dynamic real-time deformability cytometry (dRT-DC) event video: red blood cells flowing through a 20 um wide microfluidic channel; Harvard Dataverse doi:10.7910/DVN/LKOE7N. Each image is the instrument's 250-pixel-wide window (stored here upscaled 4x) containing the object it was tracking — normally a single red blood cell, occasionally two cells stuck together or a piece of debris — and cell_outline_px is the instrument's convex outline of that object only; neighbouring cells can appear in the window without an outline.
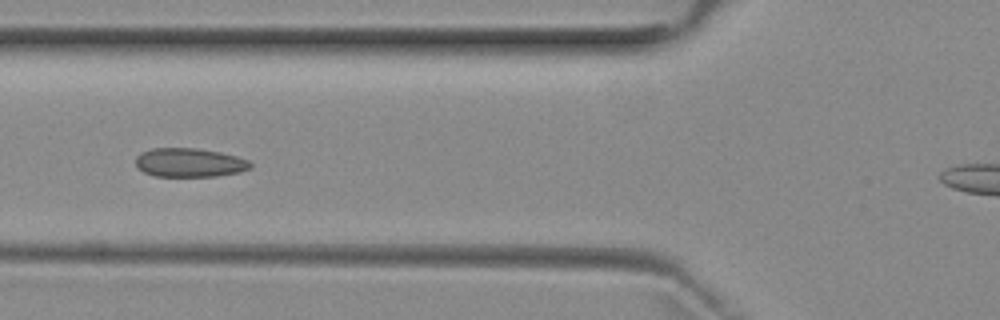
{"species": "common noctule bat (a hibernating species)", "species_latin": "Nyctalus noctula", "temperature_condition": "room temperature", "stored_images_in_passage": 7, "camera_frame_rate_fps": 3000, "um_per_image_px": 0.085, "animal": {"sex": "female", "body_mass_g": 29.2, "forearm_length_mm": 56.3}, "frame": {"image": 1, "passage_image": 5, "time_ms": 6.333, "image_size_px": [1000, 320], "cell_outline_px": [[252, 168], [240, 172], [216, 176], [156, 176], [144, 172], [136, 168], [136, 156], [140, 152], [152, 148], [196, 148], [220, 152], [236, 156], [248, 160], [252, 164]], "centroid_in_image_um": [16.09, 13.82], "position_along_channel_um": 109.7, "area_um2": 19.42}}
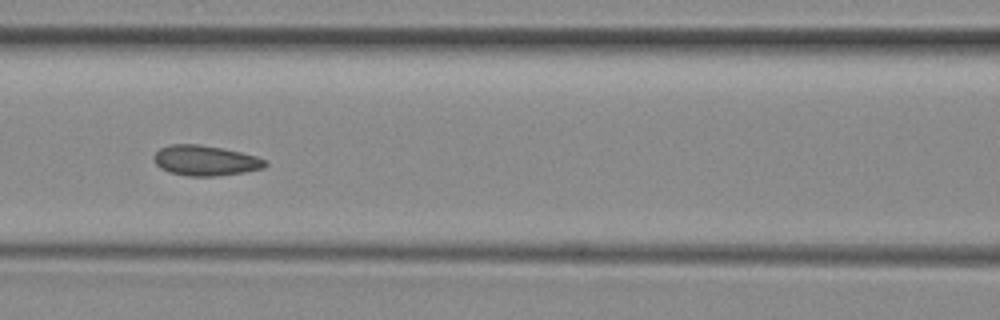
{"frame": {"image": 2, "passage_image": 6, "time_ms": 7.333, "image_size_px": [1000, 320], "cell_outline_px": [[268, 164], [264, 168], [244, 172], [216, 176], [188, 176], [168, 172], [160, 168], [156, 164], [152, 156], [160, 148], [172, 144], [200, 144], [224, 148], [256, 156], [268, 160]], "centroid_in_image_um": [17.46, 13.64], "position_along_channel_um": 149.1, "area_um2": 19.83}}
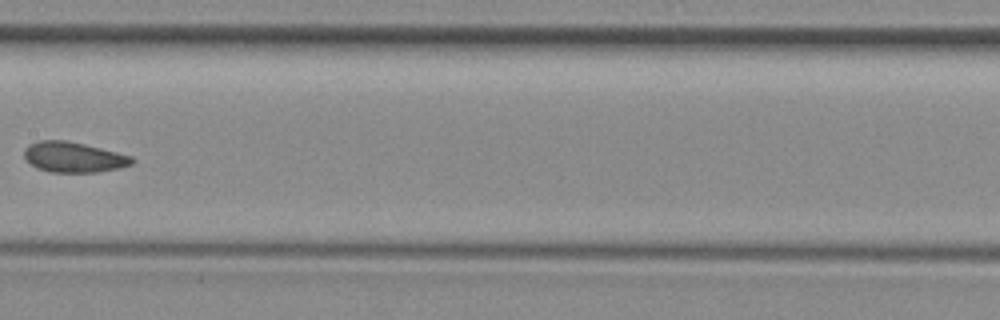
{"frame": {"image": 3, "passage_image": 7, "time_ms": 8.667, "image_size_px": [1000, 320], "cell_outline_px": [[136, 160], [132, 164], [120, 168], [96, 172], [48, 172], [36, 168], [24, 156], [24, 148], [28, 144], [40, 140], [64, 140], [84, 144], [132, 156]], "centroid_in_image_um": [6.25, 13.36], "position_along_channel_um": 201.1, "area_um2": 19.07}}